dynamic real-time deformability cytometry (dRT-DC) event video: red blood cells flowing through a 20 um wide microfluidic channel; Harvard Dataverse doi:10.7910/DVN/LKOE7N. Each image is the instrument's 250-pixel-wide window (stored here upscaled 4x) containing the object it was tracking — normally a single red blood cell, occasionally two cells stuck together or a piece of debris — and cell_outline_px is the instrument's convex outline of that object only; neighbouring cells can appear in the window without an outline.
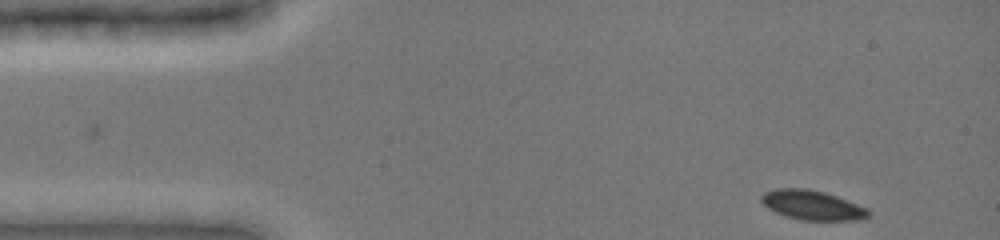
{"species": "common noctule bat (a hibernating species)", "species_latin": "Nyctalus noctula", "temperature_condition": "cold", "stored_images_in_passage": 41, "camera_frame_rate_fps": 3000, "um_per_image_px": 0.085, "animal": {"sex": "female", "body_mass_g": 19.0, "forearm_length_mm": 51.5}, "frame": {"image": 1, "passage_image": 1, "time_ms": 0.0, "image_size_px": [1000, 240], "cell_outline_px": [[872, 212], [864, 220], [800, 220], [784, 216], [768, 208], [760, 200], [760, 196], [764, 192], [776, 188], [808, 188], [824, 192], [836, 196], [868, 208]], "centroid_in_image_um": [69.05, 17.44], "position_along_channel_um": 16.0, "area_um2": 18.61}}
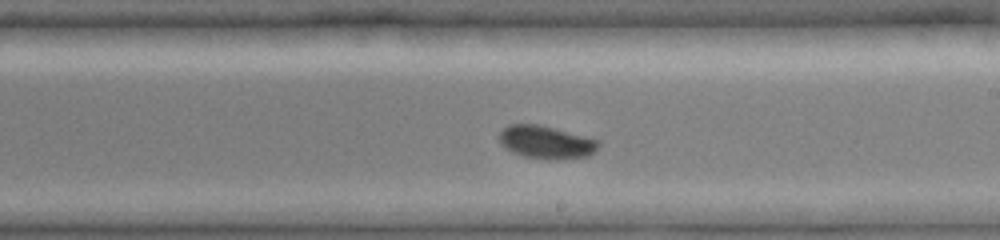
{"frame": {"image": 2, "passage_image": 25, "time_ms": 8.0, "image_size_px": [1000, 240], "cell_outline_px": [[600, 144], [588, 156], [560, 160], [524, 156], [512, 152], [504, 148], [500, 140], [500, 132], [508, 124], [540, 124], [600, 140]], "centroid_in_image_um": [46.42, 12.08], "position_along_channel_um": 242.6, "area_um2": 18.96}}
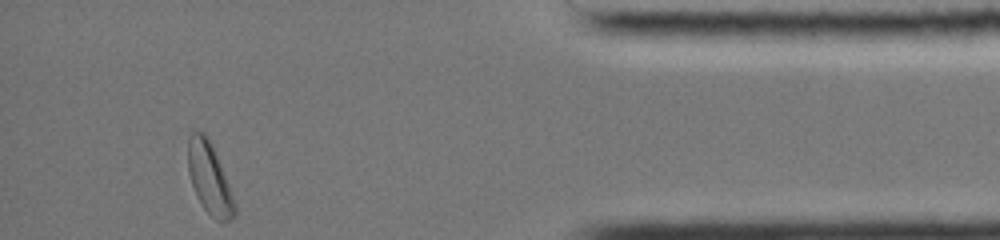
{"frame": {"image": 3, "passage_image": 41, "time_ms": 13.333, "image_size_px": [1000, 240], "cell_outline_px": [[236, 212], [228, 220], [216, 220], [204, 208], [196, 196], [188, 172], [188, 140], [192, 132], [204, 132], [208, 136], [212, 144], [236, 204]], "centroid_in_image_um": [17.79, 15.13], "position_along_channel_um": 417.4, "area_um2": 18.96}, "authors_computed_cell_mechanics": {"area_um2": 18.785, "velocity_mm_per_s": 3.9163, "shape_relaxation_time_tau1_ms": 2.6669, "shape_relaxation_time_tau2_ms": null, "deformation_change_tau1": 0.0594, "deformation_change_tau2": null}}